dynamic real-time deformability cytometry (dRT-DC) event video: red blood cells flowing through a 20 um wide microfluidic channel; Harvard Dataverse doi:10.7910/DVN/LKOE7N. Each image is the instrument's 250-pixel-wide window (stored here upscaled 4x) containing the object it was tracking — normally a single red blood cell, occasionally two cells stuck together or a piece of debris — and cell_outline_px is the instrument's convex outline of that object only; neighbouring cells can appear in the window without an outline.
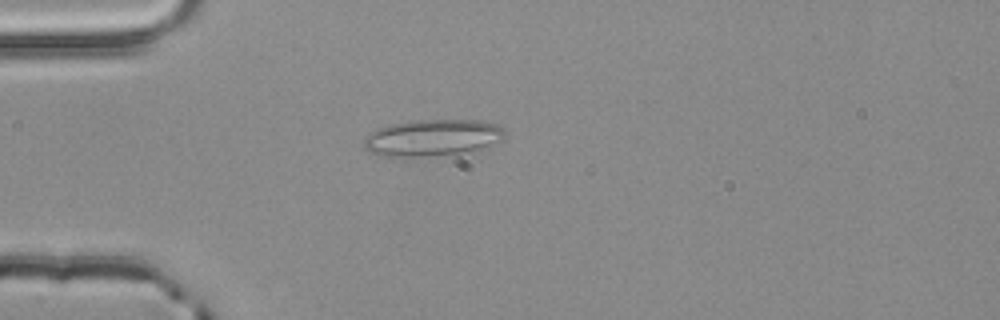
{"species": "common noctule bat (a hibernating species)", "species_latin": "Nyctalus noctula", "temperature_condition": "room temperature", "stored_images_in_passage": 44, "camera_frame_rate_fps": 3000, "um_per_image_px": 0.085, "animal": {"sex": "male", "body_mass_g": 20.4}, "frame": {"image": 1, "passage_image": 5, "time_ms": 1.333, "image_size_px": [1000, 320], "cell_outline_px": [[504, 140], [480, 148], [460, 152], [424, 156], [384, 156], [372, 152], [364, 148], [364, 140], [368, 132], [376, 128], [392, 124], [416, 120], [480, 120], [496, 124], [504, 128]], "centroid_in_image_um": [36.74, 11.68], "position_along_channel_um": 48.3, "area_um2": 29.77}}
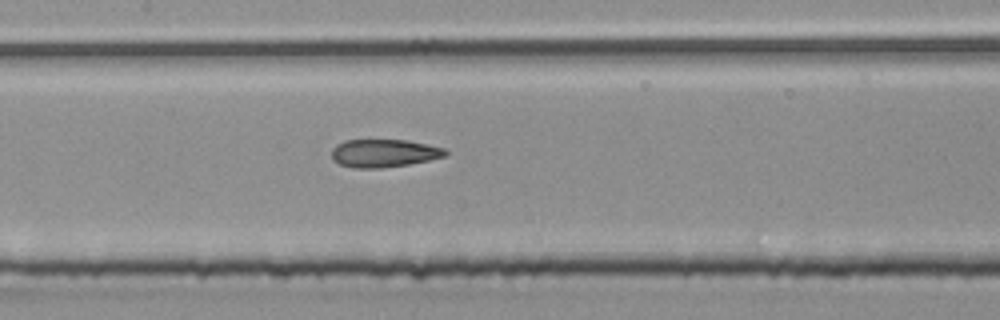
{"frame": {"image": 2, "passage_image": 16, "time_ms": 5.0, "image_size_px": [1000, 320], "cell_outline_px": [[448, 152], [444, 156], [428, 160], [408, 164], [380, 168], [352, 168], [340, 164], [332, 160], [332, 148], [336, 144], [344, 140], [408, 140], [444, 148]], "centroid_in_image_um": [32.59, 13.02], "position_along_channel_um": 174.8, "area_um2": 18.5}}
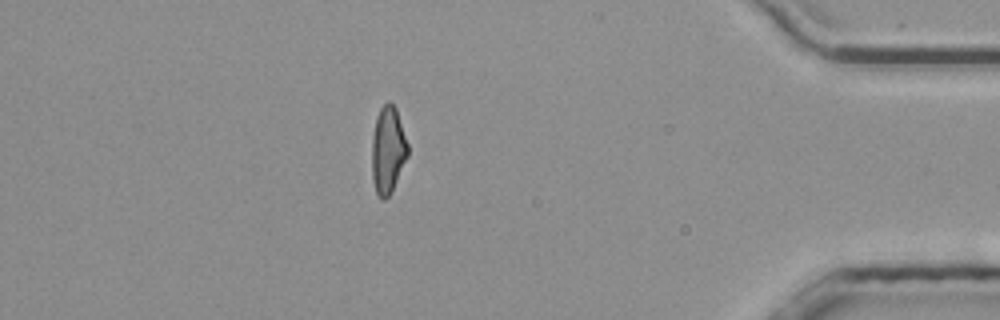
{"frame": {"image": 3, "passage_image": 37, "time_ms": 12.0, "image_size_px": [1000, 320], "cell_outline_px": [[408, 156], [392, 192], [384, 200], [380, 200], [376, 192], [372, 176], [372, 136], [376, 116], [380, 108], [388, 100], [396, 108], [408, 144]], "centroid_in_image_um": [32.97, 12.76], "position_along_channel_um": 402.2, "area_um2": 18.38}, "authors_computed_cell_mechanics": {"area_um2": 18.5538, "velocity_mm_per_s": 3.8787, "shape_relaxation_time_tau1_ms": null, "shape_relaxation_time_tau2_ms": 2.9642, "deformation_change_tau1": null, "deformation_change_tau2": 0.1121}}